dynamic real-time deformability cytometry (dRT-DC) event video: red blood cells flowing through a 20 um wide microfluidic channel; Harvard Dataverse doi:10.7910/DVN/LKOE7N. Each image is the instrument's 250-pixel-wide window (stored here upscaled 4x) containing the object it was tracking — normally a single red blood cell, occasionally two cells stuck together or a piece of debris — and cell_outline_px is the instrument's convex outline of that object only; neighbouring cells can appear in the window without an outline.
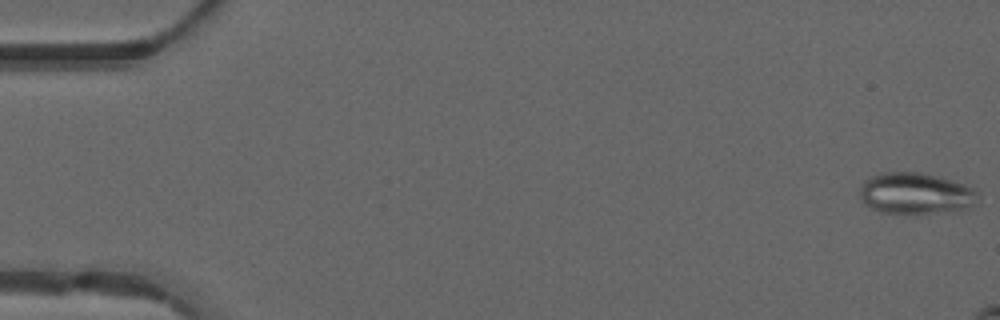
{"species": "common noctule bat (a hibernating species)", "species_latin": "Nyctalus noctula", "temperature_condition": "warm", "stored_images_in_passage": 11, "camera_frame_rate_fps": 3000, "um_per_image_px": 0.085, "animal": {"sex": "male", "forearm_length_mm": 52.5}, "frame": {"image": 1, "passage_image": 1, "time_ms": 0.0, "image_size_px": [1000, 320], "cell_outline_px": [[980, 204], [960, 208], [916, 216], [912, 216], [880, 212], [864, 204], [860, 196], [860, 184], [864, 180], [880, 172], [920, 172], [940, 176], [964, 184], [972, 188], [980, 196]], "centroid_in_image_um": [77.81, 16.46], "position_along_channel_um": 7.2, "area_um2": 29.19}}